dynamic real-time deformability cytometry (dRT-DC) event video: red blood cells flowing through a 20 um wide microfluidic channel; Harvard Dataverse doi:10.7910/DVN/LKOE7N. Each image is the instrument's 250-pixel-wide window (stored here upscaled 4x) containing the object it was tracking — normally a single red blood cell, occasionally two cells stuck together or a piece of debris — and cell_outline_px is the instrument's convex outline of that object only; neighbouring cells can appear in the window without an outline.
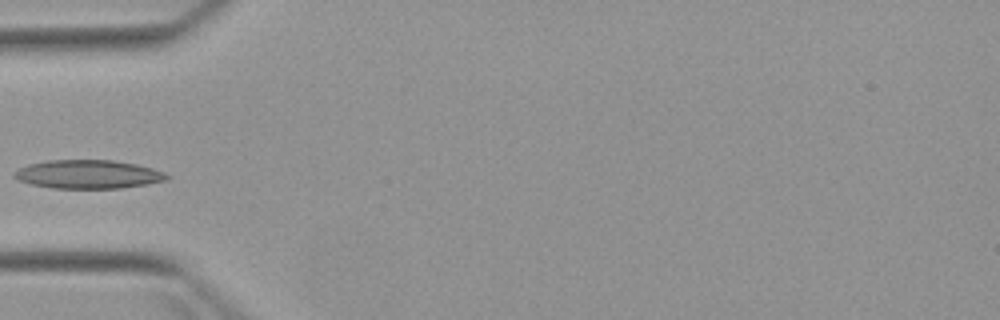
{"species": "Egyptian fruit bat (a non-hibernating species)", "species_latin": "Rousettus aegyptiacus", "temperature_condition": "warm", "stored_images_in_passage": 4, "camera_frame_rate_fps": 3000, "um_per_image_px": 0.085, "animal": {"sex": "female"}, "frame": {"image": 1, "passage_image": 3, "time_ms": 3.0, "image_size_px": [1000, 320], "cell_outline_px": [[172, 176], [168, 180], [148, 184], [120, 188], [52, 188], [32, 184], [20, 180], [12, 176], [12, 172], [28, 164], [48, 160], [112, 160], [136, 164], [152, 168], [164, 172]], "centroid_in_image_um": [7.52, 14.81], "position_along_channel_um": 77.5, "area_um2": 25.49}}
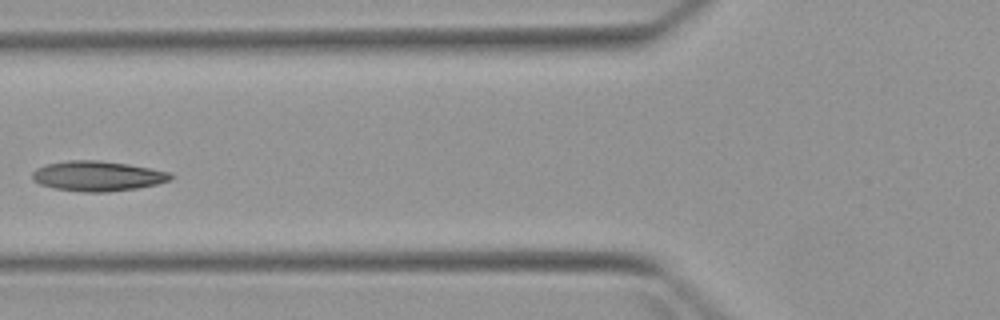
{"frame": {"image": 2, "passage_image": 4, "time_ms": 4.0, "image_size_px": [1000, 320], "cell_outline_px": [[176, 176], [172, 180], [156, 184], [136, 188], [108, 192], [84, 192], [56, 188], [40, 184], [32, 180], [32, 172], [36, 168], [44, 164], [68, 160], [100, 160], [128, 164], [152, 168], [172, 172]], "centroid_in_image_um": [8.33, 14.95], "position_along_channel_um": 117.5, "area_um2": 24.51}}